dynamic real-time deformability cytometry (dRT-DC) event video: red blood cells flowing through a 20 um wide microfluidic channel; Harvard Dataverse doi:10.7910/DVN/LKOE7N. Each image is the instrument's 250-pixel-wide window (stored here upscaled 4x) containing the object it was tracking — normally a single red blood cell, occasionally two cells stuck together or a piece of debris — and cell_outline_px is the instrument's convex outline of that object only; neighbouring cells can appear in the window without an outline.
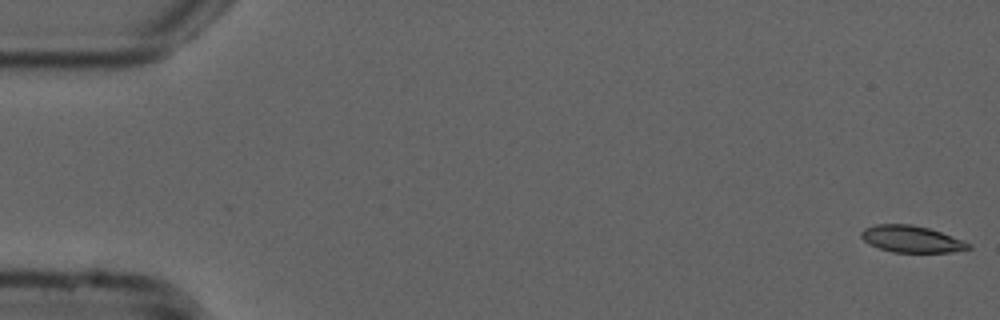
{"species": "common noctule bat (a hibernating species)", "species_latin": "Nyctalus noctula", "temperature_condition": "cold", "stored_images_in_passage": 55, "camera_frame_rate_fps": 3000, "um_per_image_px": 0.085, "animal": {"sex": "male", "forearm_length_mm": 52.5}, "frame": {"image": 1, "passage_image": 1, "time_ms": 0.0, "image_size_px": [1000, 320], "cell_outline_px": [[972, 248], [952, 252], [892, 252], [868, 244], [860, 236], [860, 232], [864, 228], [876, 224], [912, 224], [928, 228], [964, 240], [972, 244]], "centroid_in_image_um": [77.48, 20.32], "position_along_channel_um": 7.5, "area_um2": 16.76}}
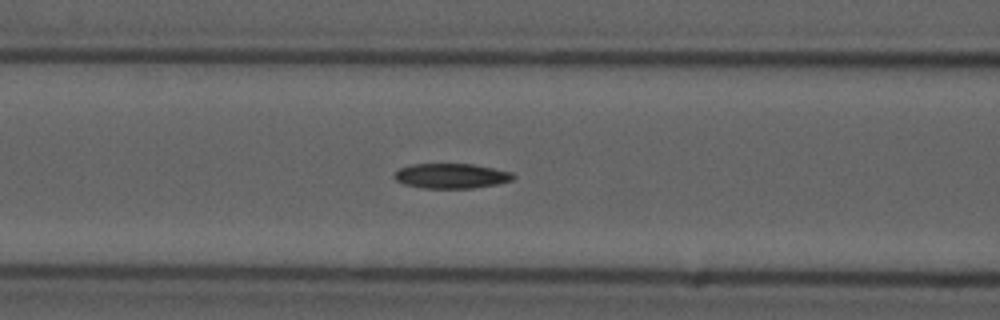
{"frame": {"image": 2, "passage_image": 22, "time_ms": 7.0, "image_size_px": [1000, 320], "cell_outline_px": [[516, 176], [512, 180], [496, 184], [472, 188], [424, 188], [404, 184], [396, 180], [392, 176], [400, 168], [412, 164], [472, 164], [512, 172]], "centroid_in_image_um": [38.35, 14.95], "position_along_channel_um": 128.3, "area_um2": 17.17}}
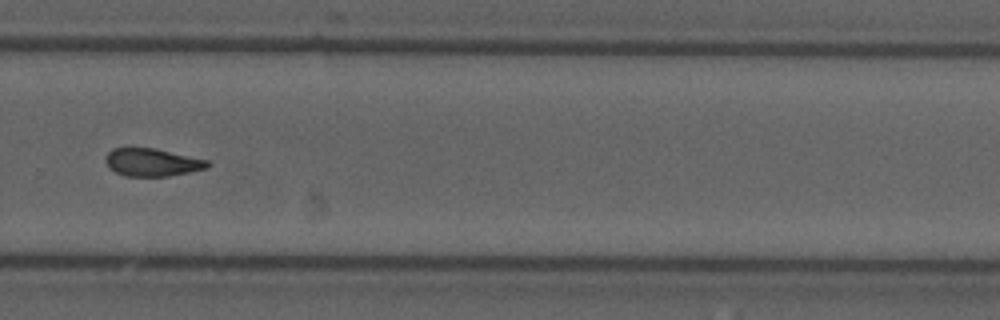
{"frame": {"image": 3, "passage_image": 37, "time_ms": 12.0, "image_size_px": [1000, 320], "cell_outline_px": [[212, 164], [208, 168], [168, 176], [124, 176], [108, 168], [104, 160], [104, 156], [112, 148], [156, 148], [208, 160]], "centroid_in_image_um": [12.91, 13.79], "position_along_channel_um": 316.9, "area_um2": 16.7}}